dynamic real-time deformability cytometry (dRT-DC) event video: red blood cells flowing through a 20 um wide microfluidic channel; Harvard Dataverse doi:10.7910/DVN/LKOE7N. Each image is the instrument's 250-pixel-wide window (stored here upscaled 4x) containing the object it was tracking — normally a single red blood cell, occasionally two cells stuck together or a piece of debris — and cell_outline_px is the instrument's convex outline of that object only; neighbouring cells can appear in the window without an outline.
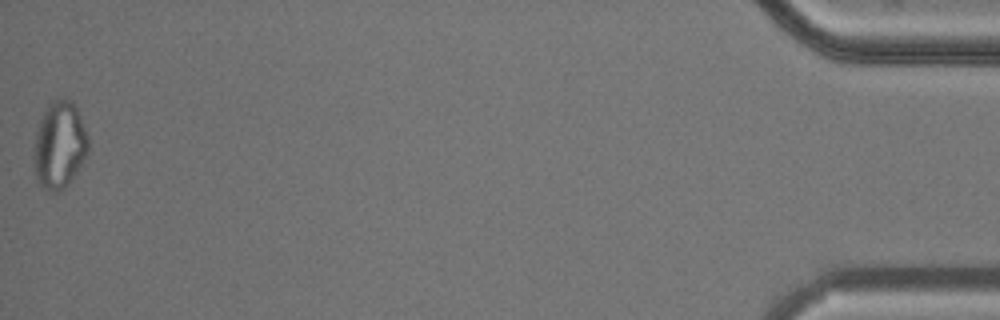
{"species": "common noctule bat (a hibernating species)", "species_latin": "Nyctalus noctula", "temperature_condition": "cold", "stored_images_in_passage": 16, "camera_frame_rate_fps": 3000, "um_per_image_px": 0.085, "animal": {"sex": "male", "body_mass_g": 20.5, "forearm_length_mm": 52.5}, "frame": {"image": 1, "passage_image": 16, "time_ms": 19.333, "image_size_px": [1000, 320], "cell_outline_px": [[88, 152], [76, 172], [64, 188], [56, 192], [48, 192], [36, 180], [32, 156], [36, 132], [44, 108], [52, 100], [68, 96], [72, 100], [80, 116], [88, 136]], "centroid_in_image_um": [5.02, 12.3], "position_along_channel_um": 430.2, "area_um2": 27.92}}